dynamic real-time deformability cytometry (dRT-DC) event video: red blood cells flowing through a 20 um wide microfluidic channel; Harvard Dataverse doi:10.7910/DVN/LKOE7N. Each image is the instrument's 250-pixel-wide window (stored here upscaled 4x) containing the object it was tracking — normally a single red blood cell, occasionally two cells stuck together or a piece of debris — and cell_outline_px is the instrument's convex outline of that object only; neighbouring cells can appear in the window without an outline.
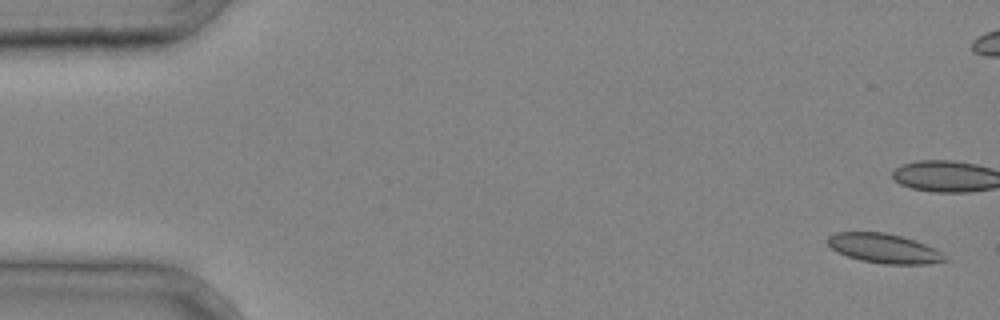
{"species": "common noctule bat (a hibernating species)", "species_latin": "Nyctalus noctula", "temperature_condition": "cold", "stored_images_in_passage": 5, "camera_frame_rate_fps": 3000, "um_per_image_px": 0.085, "animal": {"sex": "male", "body_mass_g": 20.4}, "frame": {"image": 1, "passage_image": 1, "time_ms": 0.0, "image_size_px": [1000, 320], "cell_outline_px": [[948, 260], [928, 264], [884, 264], [860, 260], [836, 252], [828, 244], [828, 236], [836, 232], [884, 232], [900, 236], [936, 248]], "centroid_in_image_um": [75.12, 21.12], "position_along_channel_um": 9.9, "area_um2": 19.94}}